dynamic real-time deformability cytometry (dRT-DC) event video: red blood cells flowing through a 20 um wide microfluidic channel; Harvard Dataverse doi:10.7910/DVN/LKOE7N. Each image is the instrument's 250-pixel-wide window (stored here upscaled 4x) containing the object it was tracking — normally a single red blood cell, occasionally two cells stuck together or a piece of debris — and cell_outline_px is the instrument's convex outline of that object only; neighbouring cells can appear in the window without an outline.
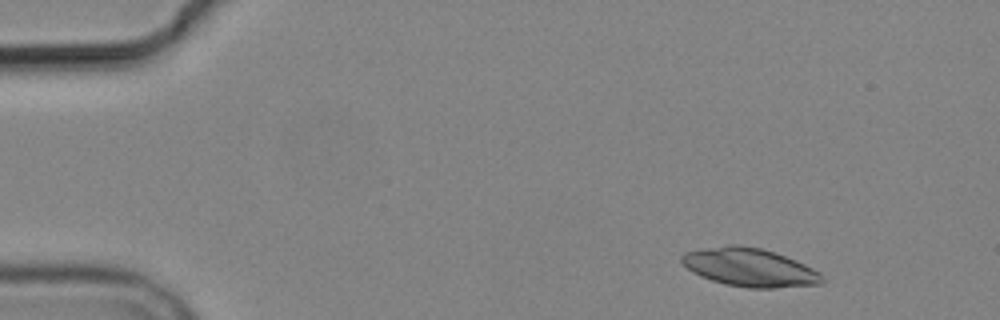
{"species": "common noctule bat (a hibernating species)", "species_latin": "Nyctalus noctula", "temperature_condition": "cold", "stored_images_in_passage": 5, "camera_frame_rate_fps": 3000, "um_per_image_px": 0.085, "animal": {"sex": "male", "body_mass_g": 19.2, "forearm_length_mm": 51.8}, "frame": {"image": 1, "passage_image": 2, "time_ms": 1.333, "image_size_px": [1000, 320], "cell_outline_px": [[824, 280], [820, 284], [776, 288], [748, 288], [724, 284], [700, 276], [692, 272], [680, 260], [680, 256], [684, 252], [728, 244], [736, 244], [760, 248], [776, 252], [796, 260], [820, 272], [824, 276]], "centroid_in_image_um": [63.73, 22.73], "position_along_channel_um": 21.3, "area_um2": 31.5}}